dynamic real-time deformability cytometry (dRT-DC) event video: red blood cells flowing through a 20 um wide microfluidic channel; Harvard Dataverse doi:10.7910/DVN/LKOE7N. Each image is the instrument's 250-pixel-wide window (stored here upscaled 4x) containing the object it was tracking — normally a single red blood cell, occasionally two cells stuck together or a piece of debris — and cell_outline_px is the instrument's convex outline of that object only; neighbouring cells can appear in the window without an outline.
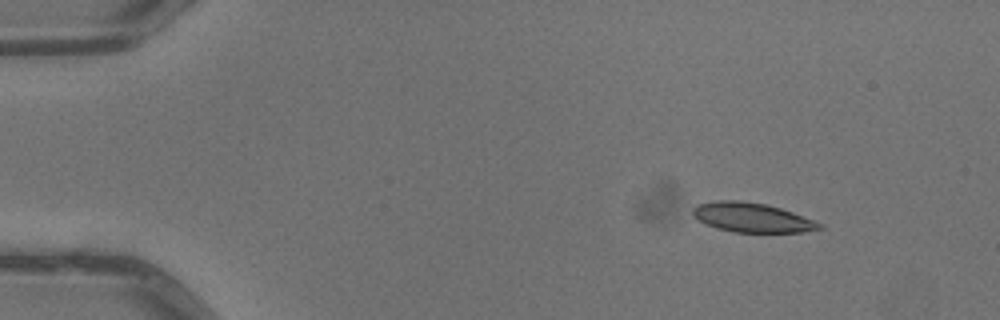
{"species": "common noctule bat (a hibernating species)", "species_latin": "Nyctalus noctula", "temperature_condition": "warm", "stored_images_in_passage": 5, "camera_frame_rate_fps": 3000, "um_per_image_px": 0.085, "animal": {"sex": "male", "body_mass_g": 13.3}, "frame": {"image": 1, "passage_image": 1, "time_ms": 0.0, "image_size_px": [1000, 320], "cell_outline_px": [[824, 228], [804, 232], [732, 232], [716, 228], [704, 224], [692, 216], [692, 208], [696, 204], [716, 200], [740, 200], [764, 204], [780, 208], [792, 212], [824, 224]], "centroid_in_image_um": [63.88, 18.49], "position_along_channel_um": 21.1, "area_um2": 21.91}}
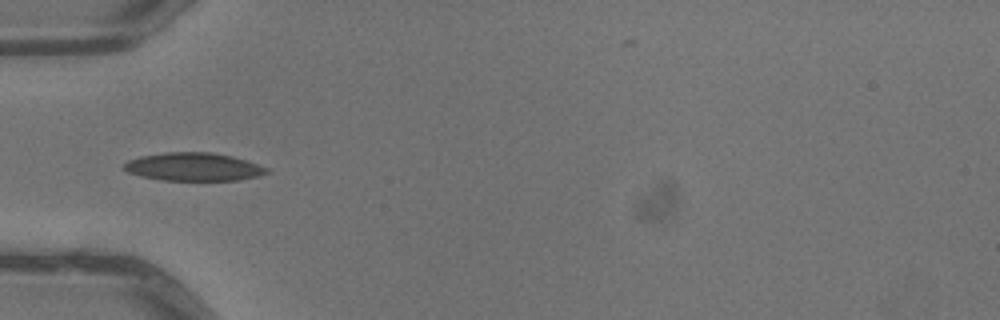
{"frame": {"image": 2, "passage_image": 4, "time_ms": 1.0, "image_size_px": [1000, 320], "cell_outline_px": [[268, 172], [256, 176], [240, 180], [164, 180], [140, 176], [128, 172], [124, 168], [124, 164], [128, 160], [140, 156], [164, 152], [212, 152], [232, 156], [248, 160], [268, 168]], "centroid_in_image_um": [16.45, 14.17], "position_along_channel_um": 68.5, "area_um2": 23.35}}
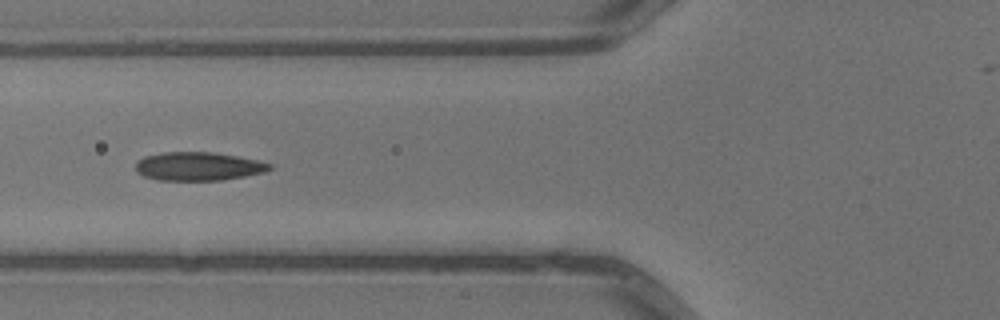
{"frame": {"image": 3, "passage_image": 5, "time_ms": 1.333, "image_size_px": [1000, 320], "cell_outline_px": [[272, 168], [264, 172], [244, 176], [220, 180], [156, 180], [144, 176], [136, 172], [136, 164], [144, 156], [164, 152], [212, 152], [236, 156], [256, 160], [272, 164]], "centroid_in_image_um": [16.84, 14.14], "position_along_channel_um": 109.0, "area_um2": 22.08}}